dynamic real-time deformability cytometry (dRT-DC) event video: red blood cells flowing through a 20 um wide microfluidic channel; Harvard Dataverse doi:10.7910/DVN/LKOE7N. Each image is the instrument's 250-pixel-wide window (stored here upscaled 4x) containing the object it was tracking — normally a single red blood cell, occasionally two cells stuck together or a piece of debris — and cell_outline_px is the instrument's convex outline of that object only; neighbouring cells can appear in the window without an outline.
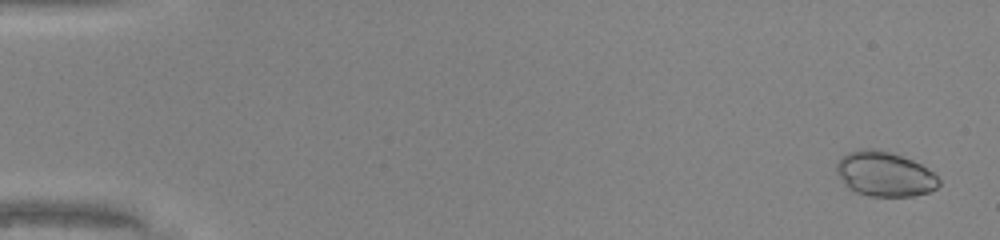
{"species": "common noctule bat (a hibernating species)", "species_latin": "Nyctalus noctula", "temperature_condition": "warm", "stored_images_in_passage": 49, "camera_frame_rate_fps": 3000, "um_per_image_px": 0.085, "animal": {"sex": "male", "body_mass_g": 20.0, "forearm_length_mm": 53.3}, "frame": {"image": 1, "passage_image": 2, "time_ms": 0.333, "image_size_px": [1000, 240], "cell_outline_px": [[940, 184], [936, 188], [928, 192], [912, 196], [872, 196], [856, 192], [848, 188], [844, 184], [836, 172], [836, 164], [848, 152], [860, 148], [876, 148], [912, 160], [920, 164], [932, 172], [940, 180]], "centroid_in_image_um": [75.17, 14.79], "position_along_channel_um": 9.8, "area_um2": 26.53}}
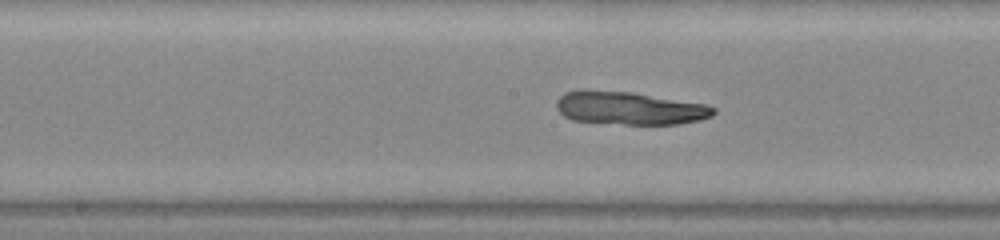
{"frame": {"image": 2, "passage_image": 26, "time_ms": 8.333, "image_size_px": [1000, 240], "cell_outline_px": [[716, 112], [712, 116], [700, 120], [676, 124], [624, 124], [572, 120], [564, 116], [556, 108], [556, 100], [564, 92], [580, 88], [588, 88], [632, 92], [708, 104], [716, 108]], "centroid_in_image_um": [53.48, 9.16], "position_along_channel_um": 194.7, "area_um2": 30.81}}
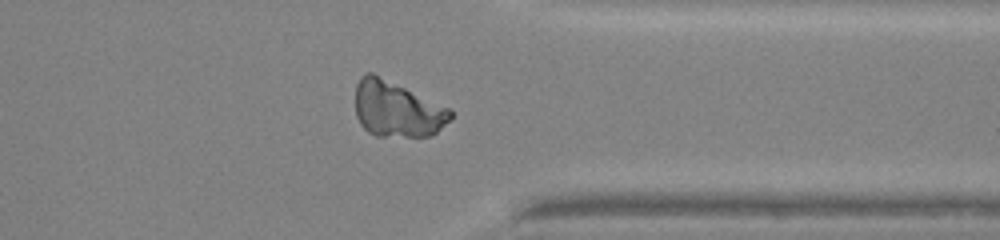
{"frame": {"image": 3, "passage_image": 39, "time_ms": 12.667, "image_size_px": [1000, 240], "cell_outline_px": [[452, 116], [436, 132], [428, 136], [376, 136], [368, 132], [360, 124], [356, 116], [356, 84], [360, 76], [364, 72], [372, 72], [452, 108]], "centroid_in_image_um": [33.72, 9.25], "position_along_channel_um": 377.7, "area_um2": 31.15}}